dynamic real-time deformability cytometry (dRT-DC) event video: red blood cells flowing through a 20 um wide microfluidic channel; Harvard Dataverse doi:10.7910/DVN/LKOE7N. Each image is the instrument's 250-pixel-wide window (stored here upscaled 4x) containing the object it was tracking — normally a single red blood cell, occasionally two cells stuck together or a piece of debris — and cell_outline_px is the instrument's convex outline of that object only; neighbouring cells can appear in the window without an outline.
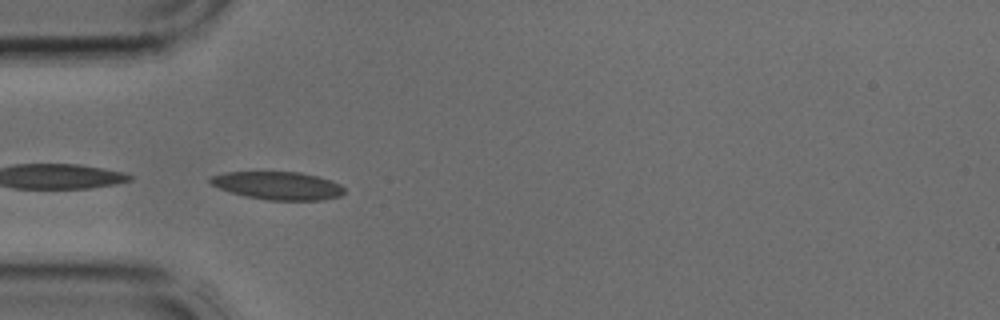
{"species": "common noctule bat (a hibernating species)", "species_latin": "Nyctalus noctula", "temperature_condition": "cold", "stored_images_in_passage": 5, "camera_frame_rate_fps": 3000, "um_per_image_px": 0.085, "animal": {"sex": "male", "body_mass_g": 17.9, "forearm_length_mm": 54.2}, "frame": {"image": 1, "passage_image": 4, "time_ms": 1.0, "image_size_px": [1000, 320], "cell_outline_px": [[344, 192], [340, 196], [320, 200], [268, 200], [244, 196], [220, 188], [212, 184], [208, 180], [212, 176], [224, 172], [300, 172], [332, 180], [340, 184], [344, 188]], "centroid_in_image_um": [23.64, 15.77], "position_along_channel_um": 61.4, "area_um2": 21.73}}